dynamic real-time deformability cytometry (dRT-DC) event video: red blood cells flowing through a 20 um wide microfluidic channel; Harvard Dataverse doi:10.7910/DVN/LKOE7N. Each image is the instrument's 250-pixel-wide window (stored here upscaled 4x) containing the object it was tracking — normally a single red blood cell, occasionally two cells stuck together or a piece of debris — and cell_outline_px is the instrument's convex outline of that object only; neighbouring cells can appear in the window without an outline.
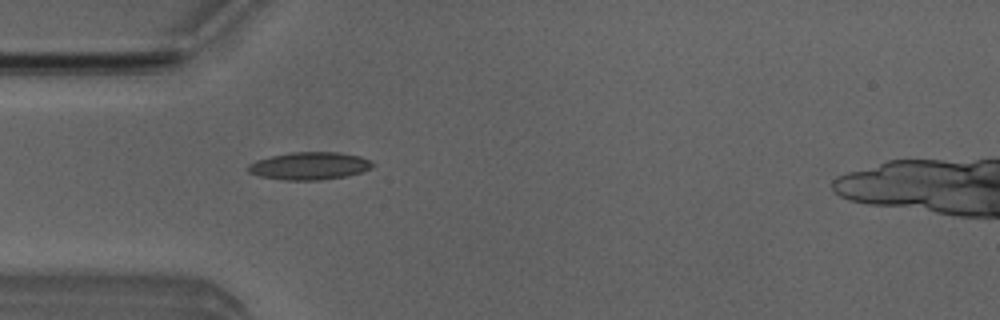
{"species": "Egyptian fruit bat (a non-hibernating species)", "species_latin": "Rousettus aegyptiacus", "temperature_condition": "room temperature", "stored_images_in_passage": 51, "camera_frame_rate_fps": 3000, "um_per_image_px": 0.085, "animal": {"sex": "male"}, "frame": {"image": 1, "passage_image": 15, "time_ms": 4.667, "image_size_px": [1000, 320], "cell_outline_px": [[376, 164], [372, 168], [364, 172], [348, 176], [320, 180], [284, 180], [260, 176], [248, 172], [248, 164], [256, 160], [272, 156], [292, 152], [340, 152], [360, 156]], "centroid_in_image_um": [26.35, 14.1], "position_along_channel_um": 58.7, "area_um2": 20.17}}
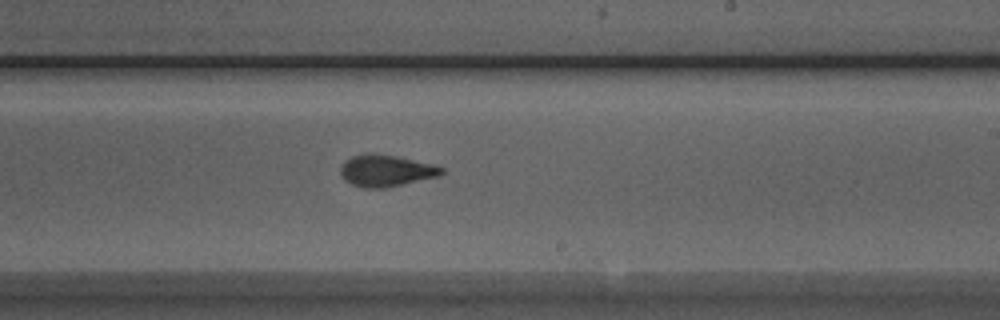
{"frame": {"image": 2, "passage_image": 30, "time_ms": 9.667, "image_size_px": [1000, 320], "cell_outline_px": [[444, 172], [440, 176], [384, 188], [364, 188], [352, 184], [344, 180], [340, 176], [340, 168], [344, 160], [352, 156], [396, 156], [432, 164], [444, 168]], "centroid_in_image_um": [32.82, 14.55], "position_along_channel_um": 256.2, "area_um2": 18.15}}
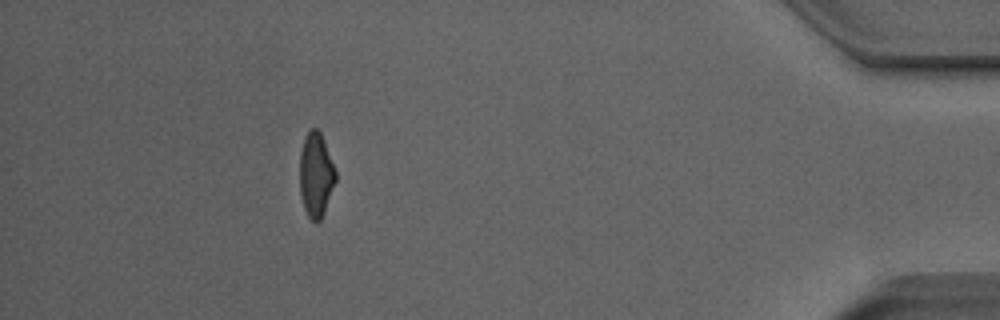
{"frame": {"image": 3, "passage_image": 46, "time_ms": 15.0, "image_size_px": [1000, 320], "cell_outline_px": [[336, 180], [324, 212], [320, 220], [312, 220], [308, 216], [304, 208], [300, 192], [300, 152], [304, 140], [308, 132], [312, 128], [316, 128], [320, 132], [324, 140], [336, 172]], "centroid_in_image_um": [26.85, 14.85], "position_along_channel_um": 408.3, "area_um2": 17.34}}